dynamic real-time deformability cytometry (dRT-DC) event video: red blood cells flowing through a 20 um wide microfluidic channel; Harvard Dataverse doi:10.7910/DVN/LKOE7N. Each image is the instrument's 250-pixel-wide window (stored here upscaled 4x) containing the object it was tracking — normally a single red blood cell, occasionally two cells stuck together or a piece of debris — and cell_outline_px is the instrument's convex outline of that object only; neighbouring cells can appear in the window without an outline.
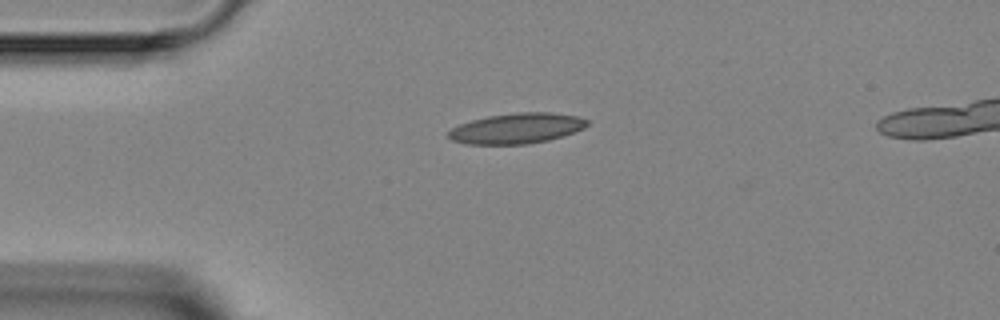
{"species": "Egyptian fruit bat (a non-hibernating species)", "species_latin": "Rousettus aegyptiacus", "temperature_condition": "room temperature", "stored_images_in_passage": 3, "camera_frame_rate_fps": 3000, "um_per_image_px": 0.085, "animal": {"sex": "female"}, "frame": {"image": 1, "passage_image": 1, "time_ms": 0.0, "image_size_px": [1000, 320], "cell_outline_px": [[588, 124], [584, 128], [564, 136], [548, 140], [528, 144], [464, 144], [452, 140], [448, 136], [448, 132], [452, 128], [460, 124], [472, 120], [488, 116], [516, 112], [552, 112], [580, 116], [588, 120]], "centroid_in_image_um": [43.95, 10.9], "position_along_channel_um": 41.1, "area_um2": 24.74}}
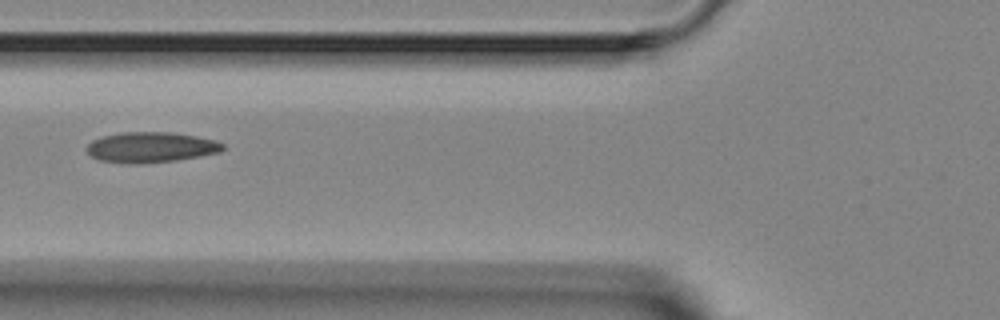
{"frame": {"image": 2, "passage_image": 3, "time_ms": 2.333, "image_size_px": [1000, 320], "cell_outline_px": [[224, 148], [220, 152], [200, 156], [176, 160], [136, 164], [100, 160], [92, 156], [84, 148], [92, 140], [104, 136], [120, 132], [168, 132], [196, 136], [216, 140], [224, 144]], "centroid_in_image_um": [12.83, 12.51], "position_along_channel_um": 113.0, "area_um2": 24.04}}